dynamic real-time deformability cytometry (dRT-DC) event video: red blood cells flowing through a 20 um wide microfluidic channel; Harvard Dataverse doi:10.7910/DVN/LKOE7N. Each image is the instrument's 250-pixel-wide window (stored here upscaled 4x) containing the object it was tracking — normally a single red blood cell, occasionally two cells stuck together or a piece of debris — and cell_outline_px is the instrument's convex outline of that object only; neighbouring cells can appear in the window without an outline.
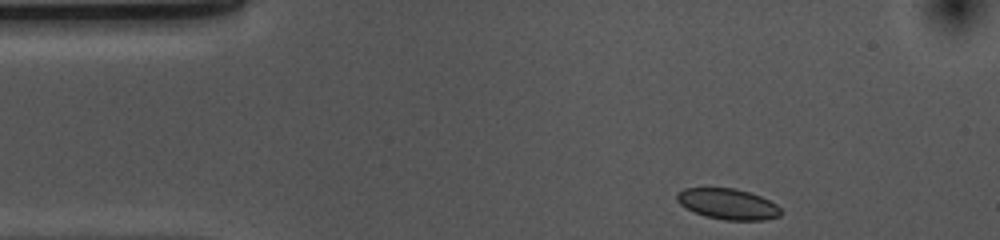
{"species": "common noctule bat (a hibernating species)", "species_latin": "Nyctalus noctula", "temperature_condition": "cold", "stored_images_in_passage": 37, "camera_frame_rate_fps": 3000, "um_per_image_px": 0.085, "animal": {"sex": "female", "body_mass_g": 10.0, "forearm_length_mm": 53.1}, "frame": {"image": 1, "passage_image": 1, "time_ms": 0.0, "image_size_px": [1000, 240], "cell_outline_px": [[780, 216], [764, 220], [724, 220], [704, 216], [680, 204], [676, 200], [676, 196], [684, 188], [736, 188], [760, 196], [776, 204], [780, 208]], "centroid_in_image_um": [61.87, 17.34], "position_along_channel_um": 23.1, "area_um2": 18.44}}
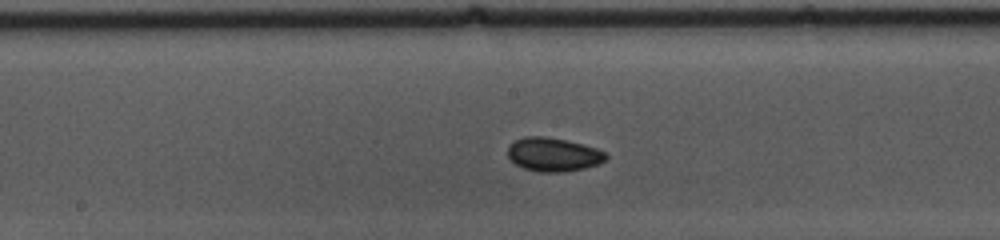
{"frame": {"image": 2, "passage_image": 20, "time_ms": 6.333, "image_size_px": [1000, 240], "cell_outline_px": [[608, 156], [604, 160], [596, 164], [584, 168], [564, 172], [540, 172], [524, 168], [516, 164], [508, 156], [508, 148], [516, 140], [524, 136], [544, 136], [564, 140], [596, 148], [604, 152]], "centroid_in_image_um": [47.01, 13.14], "position_along_channel_um": 201.2, "area_um2": 18.9}}
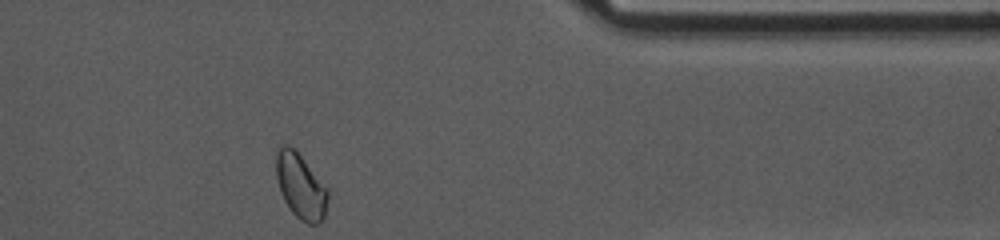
{"frame": {"image": 3, "passage_image": 37, "time_ms": 12.0, "image_size_px": [1000, 240], "cell_outline_px": [[328, 200], [324, 220], [320, 224], [308, 224], [300, 220], [292, 212], [284, 200], [280, 192], [276, 176], [276, 152], [284, 144], [288, 144], [296, 148], [328, 188]], "centroid_in_image_um": [25.57, 15.81], "position_along_channel_um": 385.8, "area_um2": 20.11}, "authors_computed_cell_mechanics": {"area_um2": 18.496, "velocity_mm_per_s": 3.6578, "shape_relaxation_time_tau1_ms": 7.3099, "shape_relaxation_time_tau2_ms": null, "deformation_change_tau1": 0.1392, "deformation_change_tau2": null}}